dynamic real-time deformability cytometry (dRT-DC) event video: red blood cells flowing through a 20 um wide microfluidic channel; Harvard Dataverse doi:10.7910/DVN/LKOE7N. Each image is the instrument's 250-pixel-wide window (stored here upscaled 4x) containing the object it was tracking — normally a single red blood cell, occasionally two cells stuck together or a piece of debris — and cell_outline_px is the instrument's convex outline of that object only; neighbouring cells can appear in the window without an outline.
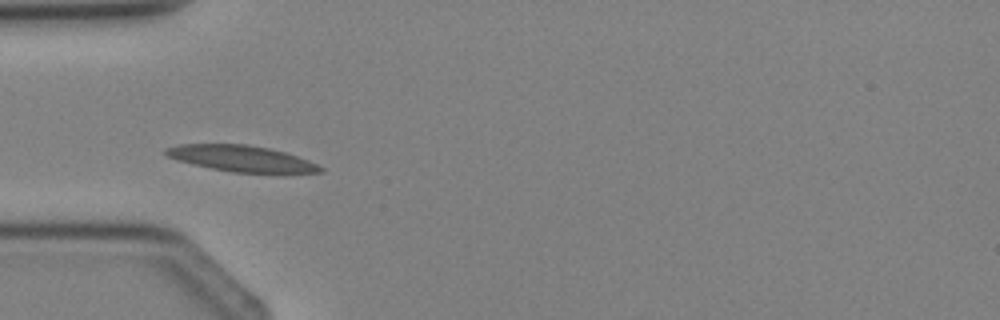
{"species": "Egyptian fruit bat (a non-hibernating species)", "species_latin": "Rousettus aegyptiacus", "temperature_condition": "cold", "stored_images_in_passage": 4, "camera_frame_rate_fps": 3000, "um_per_image_px": 0.085, "animal": {"sex": "female"}, "frame": {"image": 1, "passage_image": 4, "time_ms": 3.333, "image_size_px": [1000, 320], "cell_outline_px": [[324, 172], [232, 172], [192, 164], [176, 160], [164, 156], [164, 148], [180, 144], [248, 144], [268, 148], [284, 152], [308, 160], [324, 168]], "centroid_in_image_um": [20.43, 13.46], "position_along_channel_um": 64.6, "area_um2": 23.24}}